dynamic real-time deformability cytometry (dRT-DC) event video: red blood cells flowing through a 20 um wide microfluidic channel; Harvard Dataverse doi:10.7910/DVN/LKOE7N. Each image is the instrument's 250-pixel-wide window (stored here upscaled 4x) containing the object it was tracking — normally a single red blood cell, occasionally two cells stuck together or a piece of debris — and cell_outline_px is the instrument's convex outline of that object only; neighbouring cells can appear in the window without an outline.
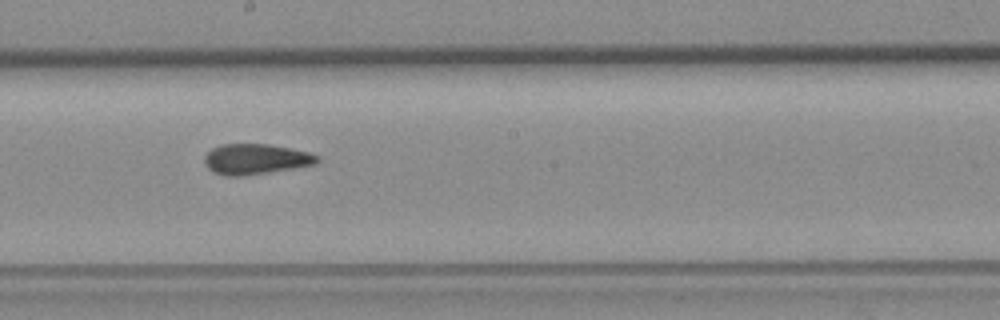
{"species": "common noctule bat (a hibernating species)", "species_latin": "Nyctalus noctula", "temperature_condition": "room temperature", "stored_images_in_passage": 8, "camera_frame_rate_fps": 3000, "um_per_image_px": 0.085, "animal": {"sex": "female", "body_mass_g": 19.3, "forearm_length_mm": 54.1}, "frame": {"image": 1, "passage_image": 5, "time_ms": 6.0, "image_size_px": [1000, 320], "cell_outline_px": [[320, 160], [316, 164], [244, 176], [224, 176], [212, 172], [204, 164], [204, 156], [212, 148], [220, 144], [268, 144], [308, 152], [320, 156]], "centroid_in_image_um": [21.7, 13.53], "position_along_channel_um": 226.5, "area_um2": 20.06}}
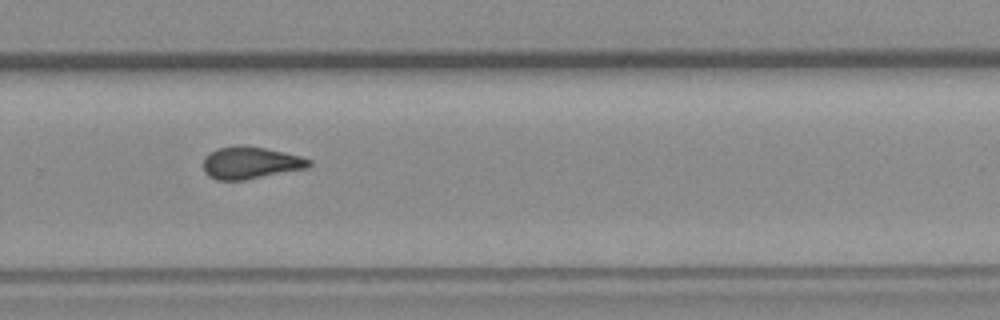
{"frame": {"image": 2, "passage_image": 7, "time_ms": 8.333, "image_size_px": [1000, 320], "cell_outline_px": [[312, 164], [308, 168], [244, 180], [216, 180], [208, 176], [204, 172], [204, 156], [208, 152], [216, 148], [236, 144], [240, 144], [264, 148], [284, 152], [300, 156], [312, 160]], "centroid_in_image_um": [21.26, 13.82], "position_along_channel_um": 308.5, "area_um2": 20.11}}
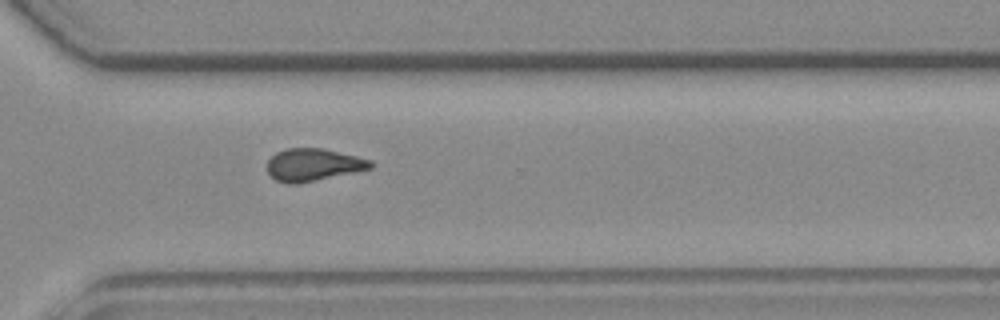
{"frame": {"image": 3, "passage_image": 8, "time_ms": 9.333, "image_size_px": [1000, 320], "cell_outline_px": [[372, 168], [296, 184], [288, 184], [276, 180], [268, 172], [268, 160], [276, 152], [288, 148], [324, 148], [372, 160]], "centroid_in_image_um": [26.61, 13.99], "position_along_channel_um": 344.0, "area_um2": 19.31}}